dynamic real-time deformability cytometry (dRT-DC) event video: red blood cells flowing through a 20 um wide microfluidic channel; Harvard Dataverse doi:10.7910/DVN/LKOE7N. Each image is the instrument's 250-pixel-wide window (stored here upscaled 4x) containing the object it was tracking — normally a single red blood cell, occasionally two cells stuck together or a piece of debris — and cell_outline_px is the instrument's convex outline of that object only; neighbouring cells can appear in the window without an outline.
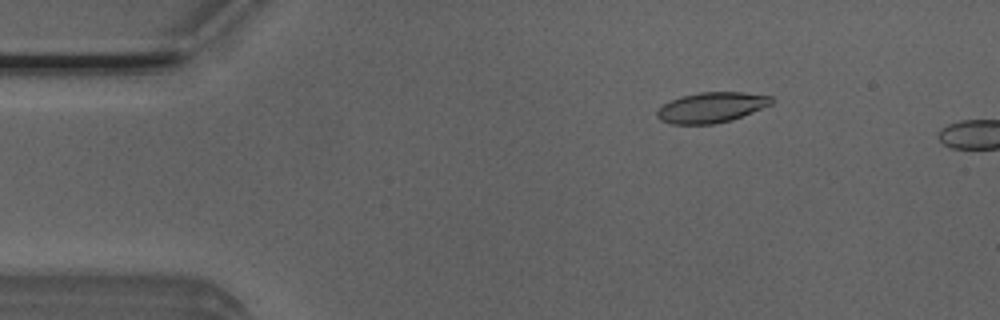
{"species": "Egyptian fruit bat (a non-hibernating species)", "species_latin": "Rousettus aegyptiacus", "temperature_condition": "room temperature", "stored_images_in_passage": 11, "camera_frame_rate_fps": 3000, "um_per_image_px": 0.085, "animal": {"sex": "male"}, "frame": {"image": 1, "passage_image": 8, "time_ms": 2.333, "image_size_px": [1000, 320], "cell_outline_px": [[776, 100], [772, 104], [732, 120], [712, 124], [672, 124], [660, 120], [656, 116], [656, 112], [664, 104], [680, 96], [700, 92], [740, 92], [772, 96]], "centroid_in_image_um": [60.48, 9.13], "position_along_channel_um": 24.5, "area_um2": 20.23}}